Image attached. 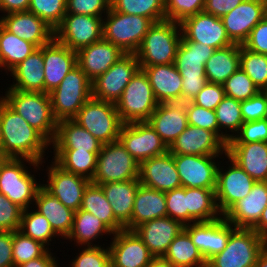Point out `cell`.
Wrapping results in <instances>:
<instances>
[{"label":"cell","instance_id":"cell-1","mask_svg":"<svg viewBox=\"0 0 267 267\" xmlns=\"http://www.w3.org/2000/svg\"><path fill=\"white\" fill-rule=\"evenodd\" d=\"M1 150L9 158H27L43 164L45 151L51 145L0 98Z\"/></svg>","mask_w":267,"mask_h":267},{"label":"cell","instance_id":"cell-2","mask_svg":"<svg viewBox=\"0 0 267 267\" xmlns=\"http://www.w3.org/2000/svg\"><path fill=\"white\" fill-rule=\"evenodd\" d=\"M6 90L5 96L0 98L51 144L56 135L58 121L52 113L50 94L11 88Z\"/></svg>","mask_w":267,"mask_h":267},{"label":"cell","instance_id":"cell-3","mask_svg":"<svg viewBox=\"0 0 267 267\" xmlns=\"http://www.w3.org/2000/svg\"><path fill=\"white\" fill-rule=\"evenodd\" d=\"M181 38L180 23L171 20L153 23L135 53L140 66L173 64Z\"/></svg>","mask_w":267,"mask_h":267},{"label":"cell","instance_id":"cell-4","mask_svg":"<svg viewBox=\"0 0 267 267\" xmlns=\"http://www.w3.org/2000/svg\"><path fill=\"white\" fill-rule=\"evenodd\" d=\"M23 161L36 170H40L42 165L27 158H9L0 170V193L24 210L32 208L31 204L34 206L37 191L42 184L26 169Z\"/></svg>","mask_w":267,"mask_h":267},{"label":"cell","instance_id":"cell-5","mask_svg":"<svg viewBox=\"0 0 267 267\" xmlns=\"http://www.w3.org/2000/svg\"><path fill=\"white\" fill-rule=\"evenodd\" d=\"M49 94L54 118L57 121L73 119L92 97V81L77 65Z\"/></svg>","mask_w":267,"mask_h":267},{"label":"cell","instance_id":"cell-6","mask_svg":"<svg viewBox=\"0 0 267 267\" xmlns=\"http://www.w3.org/2000/svg\"><path fill=\"white\" fill-rule=\"evenodd\" d=\"M104 16L103 39L120 48L125 54L137 52L145 34L154 23L149 18L116 12L111 7Z\"/></svg>","mask_w":267,"mask_h":267},{"label":"cell","instance_id":"cell-7","mask_svg":"<svg viewBox=\"0 0 267 267\" xmlns=\"http://www.w3.org/2000/svg\"><path fill=\"white\" fill-rule=\"evenodd\" d=\"M266 239L252 228H235L222 252L213 256L207 267H254Z\"/></svg>","mask_w":267,"mask_h":267},{"label":"cell","instance_id":"cell-8","mask_svg":"<svg viewBox=\"0 0 267 267\" xmlns=\"http://www.w3.org/2000/svg\"><path fill=\"white\" fill-rule=\"evenodd\" d=\"M147 74L139 69L115 103L123 124L147 122L158 106Z\"/></svg>","mask_w":267,"mask_h":267},{"label":"cell","instance_id":"cell-9","mask_svg":"<svg viewBox=\"0 0 267 267\" xmlns=\"http://www.w3.org/2000/svg\"><path fill=\"white\" fill-rule=\"evenodd\" d=\"M102 144L118 140L123 125L115 103L91 97L73 118Z\"/></svg>","mask_w":267,"mask_h":267},{"label":"cell","instance_id":"cell-10","mask_svg":"<svg viewBox=\"0 0 267 267\" xmlns=\"http://www.w3.org/2000/svg\"><path fill=\"white\" fill-rule=\"evenodd\" d=\"M139 179V164L117 140L103 144L98 157L93 184Z\"/></svg>","mask_w":267,"mask_h":267},{"label":"cell","instance_id":"cell-11","mask_svg":"<svg viewBox=\"0 0 267 267\" xmlns=\"http://www.w3.org/2000/svg\"><path fill=\"white\" fill-rule=\"evenodd\" d=\"M54 39L77 52L103 39V17L66 13L54 30Z\"/></svg>","mask_w":267,"mask_h":267},{"label":"cell","instance_id":"cell-12","mask_svg":"<svg viewBox=\"0 0 267 267\" xmlns=\"http://www.w3.org/2000/svg\"><path fill=\"white\" fill-rule=\"evenodd\" d=\"M118 140L138 164L168 152L167 145L148 122L123 124Z\"/></svg>","mask_w":267,"mask_h":267},{"label":"cell","instance_id":"cell-13","mask_svg":"<svg viewBox=\"0 0 267 267\" xmlns=\"http://www.w3.org/2000/svg\"><path fill=\"white\" fill-rule=\"evenodd\" d=\"M140 69L135 54H125L105 73L92 81V97L116 103L131 78Z\"/></svg>","mask_w":267,"mask_h":267},{"label":"cell","instance_id":"cell-14","mask_svg":"<svg viewBox=\"0 0 267 267\" xmlns=\"http://www.w3.org/2000/svg\"><path fill=\"white\" fill-rule=\"evenodd\" d=\"M227 159L230 161L229 167L226 168L228 170L220 168L219 164L215 189L216 204L222 216L237 201L246 197L256 182L228 156Z\"/></svg>","mask_w":267,"mask_h":267},{"label":"cell","instance_id":"cell-15","mask_svg":"<svg viewBox=\"0 0 267 267\" xmlns=\"http://www.w3.org/2000/svg\"><path fill=\"white\" fill-rule=\"evenodd\" d=\"M235 228L223 216L212 221L194 222L184 226L206 262L223 251Z\"/></svg>","mask_w":267,"mask_h":267},{"label":"cell","instance_id":"cell-16","mask_svg":"<svg viewBox=\"0 0 267 267\" xmlns=\"http://www.w3.org/2000/svg\"><path fill=\"white\" fill-rule=\"evenodd\" d=\"M217 157L220 156L173 155L182 187L216 189Z\"/></svg>","mask_w":267,"mask_h":267},{"label":"cell","instance_id":"cell-17","mask_svg":"<svg viewBox=\"0 0 267 267\" xmlns=\"http://www.w3.org/2000/svg\"><path fill=\"white\" fill-rule=\"evenodd\" d=\"M47 169V184H42V187L52 196H55L65 207L78 211L84 191L91 181L63 170L54 161Z\"/></svg>","mask_w":267,"mask_h":267},{"label":"cell","instance_id":"cell-18","mask_svg":"<svg viewBox=\"0 0 267 267\" xmlns=\"http://www.w3.org/2000/svg\"><path fill=\"white\" fill-rule=\"evenodd\" d=\"M182 35L192 42H199L215 49L234 44L228 37L221 18L204 12L185 18L181 23Z\"/></svg>","mask_w":267,"mask_h":267},{"label":"cell","instance_id":"cell-19","mask_svg":"<svg viewBox=\"0 0 267 267\" xmlns=\"http://www.w3.org/2000/svg\"><path fill=\"white\" fill-rule=\"evenodd\" d=\"M267 15V0H244L221 20L233 43L242 45L251 30Z\"/></svg>","mask_w":267,"mask_h":267},{"label":"cell","instance_id":"cell-20","mask_svg":"<svg viewBox=\"0 0 267 267\" xmlns=\"http://www.w3.org/2000/svg\"><path fill=\"white\" fill-rule=\"evenodd\" d=\"M110 244L111 267H147L154 256L133 230L113 233Z\"/></svg>","mask_w":267,"mask_h":267},{"label":"cell","instance_id":"cell-21","mask_svg":"<svg viewBox=\"0 0 267 267\" xmlns=\"http://www.w3.org/2000/svg\"><path fill=\"white\" fill-rule=\"evenodd\" d=\"M172 155H226V144L212 131L188 125L168 148Z\"/></svg>","mask_w":267,"mask_h":267},{"label":"cell","instance_id":"cell-22","mask_svg":"<svg viewBox=\"0 0 267 267\" xmlns=\"http://www.w3.org/2000/svg\"><path fill=\"white\" fill-rule=\"evenodd\" d=\"M139 182L162 192L182 187L173 155L168 151L142 161L139 164Z\"/></svg>","mask_w":267,"mask_h":267},{"label":"cell","instance_id":"cell-23","mask_svg":"<svg viewBox=\"0 0 267 267\" xmlns=\"http://www.w3.org/2000/svg\"><path fill=\"white\" fill-rule=\"evenodd\" d=\"M1 21L7 31L35 44L38 48L54 39V29L30 11L3 15Z\"/></svg>","mask_w":267,"mask_h":267},{"label":"cell","instance_id":"cell-24","mask_svg":"<svg viewBox=\"0 0 267 267\" xmlns=\"http://www.w3.org/2000/svg\"><path fill=\"white\" fill-rule=\"evenodd\" d=\"M44 92L50 93L77 66L76 52L53 39L43 46Z\"/></svg>","mask_w":267,"mask_h":267},{"label":"cell","instance_id":"cell-25","mask_svg":"<svg viewBox=\"0 0 267 267\" xmlns=\"http://www.w3.org/2000/svg\"><path fill=\"white\" fill-rule=\"evenodd\" d=\"M184 229V225L169 216L146 221L133 231L140 237L154 257H163L171 242Z\"/></svg>","mask_w":267,"mask_h":267},{"label":"cell","instance_id":"cell-26","mask_svg":"<svg viewBox=\"0 0 267 267\" xmlns=\"http://www.w3.org/2000/svg\"><path fill=\"white\" fill-rule=\"evenodd\" d=\"M147 122L169 148L188 126L185 103H159Z\"/></svg>","mask_w":267,"mask_h":267},{"label":"cell","instance_id":"cell-27","mask_svg":"<svg viewBox=\"0 0 267 267\" xmlns=\"http://www.w3.org/2000/svg\"><path fill=\"white\" fill-rule=\"evenodd\" d=\"M267 206V181L255 182L250 193L237 201L223 217L236 228H253Z\"/></svg>","mask_w":267,"mask_h":267},{"label":"cell","instance_id":"cell-28","mask_svg":"<svg viewBox=\"0 0 267 267\" xmlns=\"http://www.w3.org/2000/svg\"><path fill=\"white\" fill-rule=\"evenodd\" d=\"M124 55L120 48L104 39L76 52L77 65L91 81L105 73Z\"/></svg>","mask_w":267,"mask_h":267},{"label":"cell","instance_id":"cell-29","mask_svg":"<svg viewBox=\"0 0 267 267\" xmlns=\"http://www.w3.org/2000/svg\"><path fill=\"white\" fill-rule=\"evenodd\" d=\"M140 68L147 74L158 103L182 101L183 79L174 63Z\"/></svg>","mask_w":267,"mask_h":267},{"label":"cell","instance_id":"cell-30","mask_svg":"<svg viewBox=\"0 0 267 267\" xmlns=\"http://www.w3.org/2000/svg\"><path fill=\"white\" fill-rule=\"evenodd\" d=\"M256 182L267 181V142L226 144V155Z\"/></svg>","mask_w":267,"mask_h":267},{"label":"cell","instance_id":"cell-31","mask_svg":"<svg viewBox=\"0 0 267 267\" xmlns=\"http://www.w3.org/2000/svg\"><path fill=\"white\" fill-rule=\"evenodd\" d=\"M215 50L205 44L188 41L182 35L174 65L182 78H206L204 65Z\"/></svg>","mask_w":267,"mask_h":267},{"label":"cell","instance_id":"cell-32","mask_svg":"<svg viewBox=\"0 0 267 267\" xmlns=\"http://www.w3.org/2000/svg\"><path fill=\"white\" fill-rule=\"evenodd\" d=\"M167 216L165 192L139 185L135 195L130 222L125 230H133L140 224Z\"/></svg>","mask_w":267,"mask_h":267},{"label":"cell","instance_id":"cell-33","mask_svg":"<svg viewBox=\"0 0 267 267\" xmlns=\"http://www.w3.org/2000/svg\"><path fill=\"white\" fill-rule=\"evenodd\" d=\"M54 150H82L100 152L103 144L81 127L73 119H64L57 122V131L53 140Z\"/></svg>","mask_w":267,"mask_h":267},{"label":"cell","instance_id":"cell-34","mask_svg":"<svg viewBox=\"0 0 267 267\" xmlns=\"http://www.w3.org/2000/svg\"><path fill=\"white\" fill-rule=\"evenodd\" d=\"M34 207L36 211L45 216L54 232L67 238L73 226L74 212L65 207L55 196L48 193L42 186L37 191Z\"/></svg>","mask_w":267,"mask_h":267},{"label":"cell","instance_id":"cell-35","mask_svg":"<svg viewBox=\"0 0 267 267\" xmlns=\"http://www.w3.org/2000/svg\"><path fill=\"white\" fill-rule=\"evenodd\" d=\"M44 61L43 46L15 66L10 75L13 77L11 89L31 92H44Z\"/></svg>","mask_w":267,"mask_h":267},{"label":"cell","instance_id":"cell-36","mask_svg":"<svg viewBox=\"0 0 267 267\" xmlns=\"http://www.w3.org/2000/svg\"><path fill=\"white\" fill-rule=\"evenodd\" d=\"M110 202L115 218L125 227L131 220L139 179L98 184Z\"/></svg>","mask_w":267,"mask_h":267},{"label":"cell","instance_id":"cell-37","mask_svg":"<svg viewBox=\"0 0 267 267\" xmlns=\"http://www.w3.org/2000/svg\"><path fill=\"white\" fill-rule=\"evenodd\" d=\"M204 66L208 82L223 84L240 67V44L216 49Z\"/></svg>","mask_w":267,"mask_h":267},{"label":"cell","instance_id":"cell-38","mask_svg":"<svg viewBox=\"0 0 267 267\" xmlns=\"http://www.w3.org/2000/svg\"><path fill=\"white\" fill-rule=\"evenodd\" d=\"M111 235L113 232L95 215L79 209L74 212L73 226L67 240H74L79 246H99L92 244L93 240ZM92 244V245H91Z\"/></svg>","mask_w":267,"mask_h":267},{"label":"cell","instance_id":"cell-39","mask_svg":"<svg viewBox=\"0 0 267 267\" xmlns=\"http://www.w3.org/2000/svg\"><path fill=\"white\" fill-rule=\"evenodd\" d=\"M188 224L219 219L215 189L187 188Z\"/></svg>","mask_w":267,"mask_h":267},{"label":"cell","instance_id":"cell-40","mask_svg":"<svg viewBox=\"0 0 267 267\" xmlns=\"http://www.w3.org/2000/svg\"><path fill=\"white\" fill-rule=\"evenodd\" d=\"M80 209L97 216L113 233L124 230V226L115 218L102 188L97 184L91 182L87 186Z\"/></svg>","mask_w":267,"mask_h":267},{"label":"cell","instance_id":"cell-41","mask_svg":"<svg viewBox=\"0 0 267 267\" xmlns=\"http://www.w3.org/2000/svg\"><path fill=\"white\" fill-rule=\"evenodd\" d=\"M54 162L63 170L92 181L99 152L82 150H54Z\"/></svg>","mask_w":267,"mask_h":267},{"label":"cell","instance_id":"cell-42","mask_svg":"<svg viewBox=\"0 0 267 267\" xmlns=\"http://www.w3.org/2000/svg\"><path fill=\"white\" fill-rule=\"evenodd\" d=\"M38 47L0 28V67L10 72L15 66L32 54ZM6 69V70H5Z\"/></svg>","mask_w":267,"mask_h":267},{"label":"cell","instance_id":"cell-43","mask_svg":"<svg viewBox=\"0 0 267 267\" xmlns=\"http://www.w3.org/2000/svg\"><path fill=\"white\" fill-rule=\"evenodd\" d=\"M174 267H207V262L183 229L163 256Z\"/></svg>","mask_w":267,"mask_h":267},{"label":"cell","instance_id":"cell-44","mask_svg":"<svg viewBox=\"0 0 267 267\" xmlns=\"http://www.w3.org/2000/svg\"><path fill=\"white\" fill-rule=\"evenodd\" d=\"M215 112L218 122V137L227 144L244 123L241 114V101L225 96L217 105ZM223 129L225 133L222 132ZM227 132H232V134Z\"/></svg>","mask_w":267,"mask_h":267},{"label":"cell","instance_id":"cell-45","mask_svg":"<svg viewBox=\"0 0 267 267\" xmlns=\"http://www.w3.org/2000/svg\"><path fill=\"white\" fill-rule=\"evenodd\" d=\"M110 7L116 12L149 18L154 23L166 20L165 0H111Z\"/></svg>","mask_w":267,"mask_h":267},{"label":"cell","instance_id":"cell-46","mask_svg":"<svg viewBox=\"0 0 267 267\" xmlns=\"http://www.w3.org/2000/svg\"><path fill=\"white\" fill-rule=\"evenodd\" d=\"M19 231L25 236L37 240L46 247L52 242V239L58 235L52 229L48 219L35 209L32 211L24 209L21 215V224Z\"/></svg>","mask_w":267,"mask_h":267},{"label":"cell","instance_id":"cell-47","mask_svg":"<svg viewBox=\"0 0 267 267\" xmlns=\"http://www.w3.org/2000/svg\"><path fill=\"white\" fill-rule=\"evenodd\" d=\"M240 67L260 91H267V55L240 45Z\"/></svg>","mask_w":267,"mask_h":267},{"label":"cell","instance_id":"cell-48","mask_svg":"<svg viewBox=\"0 0 267 267\" xmlns=\"http://www.w3.org/2000/svg\"><path fill=\"white\" fill-rule=\"evenodd\" d=\"M49 247L41 242L25 236L19 230L12 232V254L14 267L41 257Z\"/></svg>","mask_w":267,"mask_h":267},{"label":"cell","instance_id":"cell-49","mask_svg":"<svg viewBox=\"0 0 267 267\" xmlns=\"http://www.w3.org/2000/svg\"><path fill=\"white\" fill-rule=\"evenodd\" d=\"M222 85L225 96L238 101L250 99L260 92L241 67H239Z\"/></svg>","mask_w":267,"mask_h":267},{"label":"cell","instance_id":"cell-50","mask_svg":"<svg viewBox=\"0 0 267 267\" xmlns=\"http://www.w3.org/2000/svg\"><path fill=\"white\" fill-rule=\"evenodd\" d=\"M66 5L67 0H31L28 11L55 30L66 14Z\"/></svg>","mask_w":267,"mask_h":267},{"label":"cell","instance_id":"cell-51","mask_svg":"<svg viewBox=\"0 0 267 267\" xmlns=\"http://www.w3.org/2000/svg\"><path fill=\"white\" fill-rule=\"evenodd\" d=\"M205 0H165L166 20L181 23L185 18L203 12Z\"/></svg>","mask_w":267,"mask_h":267},{"label":"cell","instance_id":"cell-52","mask_svg":"<svg viewBox=\"0 0 267 267\" xmlns=\"http://www.w3.org/2000/svg\"><path fill=\"white\" fill-rule=\"evenodd\" d=\"M83 246V250L72 259L71 267H111L110 251L107 247Z\"/></svg>","mask_w":267,"mask_h":267},{"label":"cell","instance_id":"cell-53","mask_svg":"<svg viewBox=\"0 0 267 267\" xmlns=\"http://www.w3.org/2000/svg\"><path fill=\"white\" fill-rule=\"evenodd\" d=\"M167 216L188 225L187 188L180 187L165 192Z\"/></svg>","mask_w":267,"mask_h":267},{"label":"cell","instance_id":"cell-54","mask_svg":"<svg viewBox=\"0 0 267 267\" xmlns=\"http://www.w3.org/2000/svg\"><path fill=\"white\" fill-rule=\"evenodd\" d=\"M188 125L214 132L218 136V122L215 110L205 109L192 101L185 102Z\"/></svg>","mask_w":267,"mask_h":267},{"label":"cell","instance_id":"cell-55","mask_svg":"<svg viewBox=\"0 0 267 267\" xmlns=\"http://www.w3.org/2000/svg\"><path fill=\"white\" fill-rule=\"evenodd\" d=\"M267 142V121L260 119L244 122L238 133L227 144Z\"/></svg>","mask_w":267,"mask_h":267},{"label":"cell","instance_id":"cell-56","mask_svg":"<svg viewBox=\"0 0 267 267\" xmlns=\"http://www.w3.org/2000/svg\"><path fill=\"white\" fill-rule=\"evenodd\" d=\"M23 209L0 193V231H17Z\"/></svg>","mask_w":267,"mask_h":267},{"label":"cell","instance_id":"cell-57","mask_svg":"<svg viewBox=\"0 0 267 267\" xmlns=\"http://www.w3.org/2000/svg\"><path fill=\"white\" fill-rule=\"evenodd\" d=\"M111 0H67L66 13L104 17L110 9Z\"/></svg>","mask_w":267,"mask_h":267},{"label":"cell","instance_id":"cell-58","mask_svg":"<svg viewBox=\"0 0 267 267\" xmlns=\"http://www.w3.org/2000/svg\"><path fill=\"white\" fill-rule=\"evenodd\" d=\"M267 108V91H260L250 99L241 101L244 122L264 119Z\"/></svg>","mask_w":267,"mask_h":267},{"label":"cell","instance_id":"cell-59","mask_svg":"<svg viewBox=\"0 0 267 267\" xmlns=\"http://www.w3.org/2000/svg\"><path fill=\"white\" fill-rule=\"evenodd\" d=\"M224 97L225 91L222 84L208 82L192 102L205 109L215 110Z\"/></svg>","mask_w":267,"mask_h":267},{"label":"cell","instance_id":"cell-60","mask_svg":"<svg viewBox=\"0 0 267 267\" xmlns=\"http://www.w3.org/2000/svg\"><path fill=\"white\" fill-rule=\"evenodd\" d=\"M242 45L252 52L267 55V15L254 26Z\"/></svg>","mask_w":267,"mask_h":267},{"label":"cell","instance_id":"cell-61","mask_svg":"<svg viewBox=\"0 0 267 267\" xmlns=\"http://www.w3.org/2000/svg\"><path fill=\"white\" fill-rule=\"evenodd\" d=\"M244 0H205L203 12L222 18Z\"/></svg>","mask_w":267,"mask_h":267},{"label":"cell","instance_id":"cell-62","mask_svg":"<svg viewBox=\"0 0 267 267\" xmlns=\"http://www.w3.org/2000/svg\"><path fill=\"white\" fill-rule=\"evenodd\" d=\"M0 267H14L11 231H0Z\"/></svg>","mask_w":267,"mask_h":267},{"label":"cell","instance_id":"cell-63","mask_svg":"<svg viewBox=\"0 0 267 267\" xmlns=\"http://www.w3.org/2000/svg\"><path fill=\"white\" fill-rule=\"evenodd\" d=\"M182 102L194 100L197 94L208 83L207 78H182Z\"/></svg>","mask_w":267,"mask_h":267},{"label":"cell","instance_id":"cell-64","mask_svg":"<svg viewBox=\"0 0 267 267\" xmlns=\"http://www.w3.org/2000/svg\"><path fill=\"white\" fill-rule=\"evenodd\" d=\"M31 0H0V11L3 15L13 13L28 11Z\"/></svg>","mask_w":267,"mask_h":267},{"label":"cell","instance_id":"cell-65","mask_svg":"<svg viewBox=\"0 0 267 267\" xmlns=\"http://www.w3.org/2000/svg\"><path fill=\"white\" fill-rule=\"evenodd\" d=\"M50 251L48 249L41 257L23 263L18 267H57L59 265L57 263L58 260H56L55 256H52L53 253Z\"/></svg>","mask_w":267,"mask_h":267},{"label":"cell","instance_id":"cell-66","mask_svg":"<svg viewBox=\"0 0 267 267\" xmlns=\"http://www.w3.org/2000/svg\"><path fill=\"white\" fill-rule=\"evenodd\" d=\"M252 229L261 237L267 239V206L262 211L259 222Z\"/></svg>","mask_w":267,"mask_h":267},{"label":"cell","instance_id":"cell-67","mask_svg":"<svg viewBox=\"0 0 267 267\" xmlns=\"http://www.w3.org/2000/svg\"><path fill=\"white\" fill-rule=\"evenodd\" d=\"M147 267H174L164 257H154Z\"/></svg>","mask_w":267,"mask_h":267},{"label":"cell","instance_id":"cell-68","mask_svg":"<svg viewBox=\"0 0 267 267\" xmlns=\"http://www.w3.org/2000/svg\"><path fill=\"white\" fill-rule=\"evenodd\" d=\"M254 267H267V248L260 253Z\"/></svg>","mask_w":267,"mask_h":267},{"label":"cell","instance_id":"cell-69","mask_svg":"<svg viewBox=\"0 0 267 267\" xmlns=\"http://www.w3.org/2000/svg\"><path fill=\"white\" fill-rule=\"evenodd\" d=\"M8 159L9 157L0 149V170Z\"/></svg>","mask_w":267,"mask_h":267},{"label":"cell","instance_id":"cell-70","mask_svg":"<svg viewBox=\"0 0 267 267\" xmlns=\"http://www.w3.org/2000/svg\"><path fill=\"white\" fill-rule=\"evenodd\" d=\"M2 144V130H1V124H0V149Z\"/></svg>","mask_w":267,"mask_h":267},{"label":"cell","instance_id":"cell-71","mask_svg":"<svg viewBox=\"0 0 267 267\" xmlns=\"http://www.w3.org/2000/svg\"><path fill=\"white\" fill-rule=\"evenodd\" d=\"M264 119L267 121V108H266V114H265Z\"/></svg>","mask_w":267,"mask_h":267},{"label":"cell","instance_id":"cell-72","mask_svg":"<svg viewBox=\"0 0 267 267\" xmlns=\"http://www.w3.org/2000/svg\"><path fill=\"white\" fill-rule=\"evenodd\" d=\"M1 26H2V21H1V17H0V28H1Z\"/></svg>","mask_w":267,"mask_h":267}]
</instances>
